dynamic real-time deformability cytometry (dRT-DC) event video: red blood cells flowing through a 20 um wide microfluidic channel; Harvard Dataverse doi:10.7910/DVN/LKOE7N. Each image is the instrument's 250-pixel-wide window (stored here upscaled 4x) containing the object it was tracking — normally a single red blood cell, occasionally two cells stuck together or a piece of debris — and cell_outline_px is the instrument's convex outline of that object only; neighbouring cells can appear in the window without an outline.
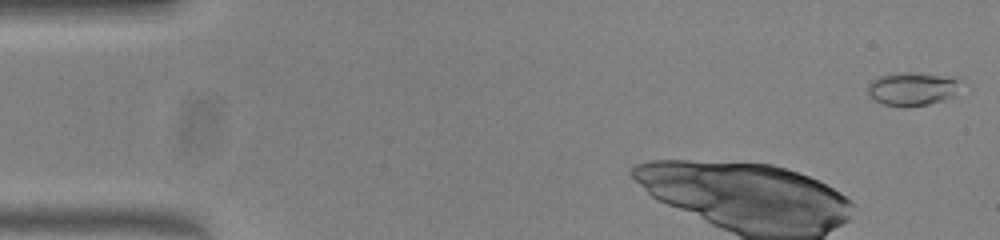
{"species": "common noctule bat (a hibernating species)", "species_latin": "Nyctalus noctula", "temperature_condition": "warm", "stored_images_in_passage": 47, "camera_frame_rate_fps": 3000, "um_per_image_px": 0.085, "animal": {"sex": "female", "body_mass_g": 23.0, "forearm_length_mm": 53.4}, "frame": {"image": 1, "passage_image": 1, "time_ms": 0.0, "image_size_px": [1000, 240], "cell_outline_px": [[972, 88], [944, 100], [928, 104], [904, 108], [884, 104], [868, 96], [868, 84], [872, 80], [880, 76], [896, 72], [908, 72], [960, 76]], "centroid_in_image_um": [77.79, 7.53], "position_along_channel_um": 7.2, "area_um2": 19.48}}
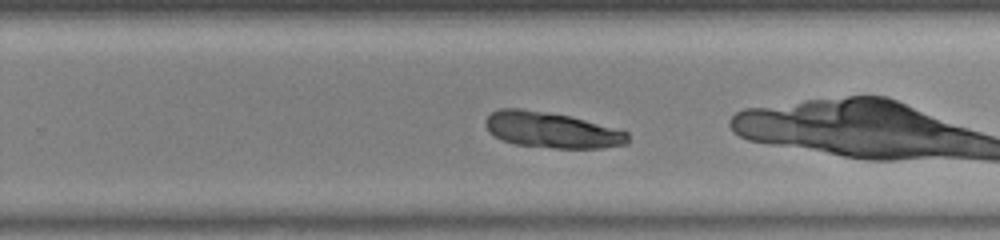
{"frame": {"image": 2, "passage_image": 27, "time_ms": 8.667, "image_size_px": [1000, 240], "cell_outline_px": [[628, 144], [600, 148], [552, 148], [516, 144], [504, 140], [488, 132], [484, 124], [484, 120], [492, 112], [500, 108], [520, 108], [568, 116], [584, 120], [628, 132]], "centroid_in_image_um": [46.85, 11.06], "position_along_channel_um": 282.9, "area_um2": 29.36}, "authors_computed_cell_mechanics": {"area_um2": 29.8248, "velocity_mm_per_s": 3.8009, "shape_relaxation_time_tau1_ms": 4.0493, "shape_relaxation_time_tau2_ms": null, "deformation_change_tau1": 0.0892, "deformation_change_tau2": null}}